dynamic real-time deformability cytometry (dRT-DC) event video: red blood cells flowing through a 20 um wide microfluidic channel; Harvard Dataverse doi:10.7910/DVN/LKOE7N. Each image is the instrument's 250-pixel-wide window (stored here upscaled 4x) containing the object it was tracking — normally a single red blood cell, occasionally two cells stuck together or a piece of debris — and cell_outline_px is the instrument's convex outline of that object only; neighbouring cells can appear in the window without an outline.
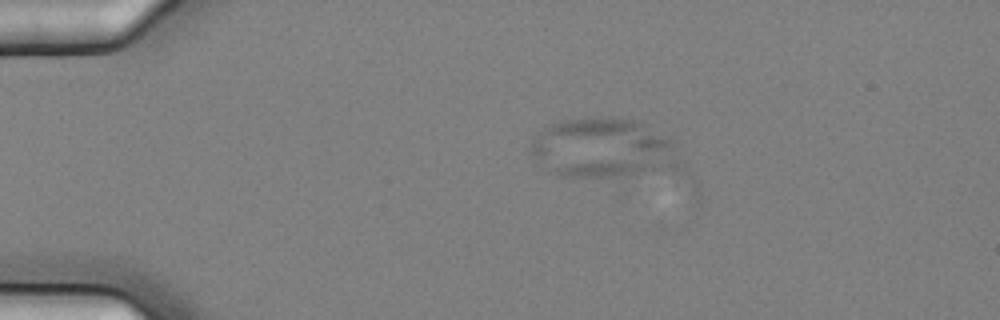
{"species": "common noctule bat (a hibernating species)", "species_latin": "Nyctalus noctula", "temperature_condition": "cold", "stored_images_in_passage": 6, "camera_frame_rate_fps": 3000, "um_per_image_px": 0.085, "animal": {"sex": "female", "body_mass_g": 25.1}, "frame": {"image": 1, "passage_image": 3, "time_ms": 0.667, "image_size_px": [1000, 320], "cell_outline_px": [[692, 180], [564, 176], [556, 172], [536, 156], [532, 152], [532, 136], [544, 128], [560, 120], [588, 116], [612, 116], [640, 120], [668, 140], [684, 160], [692, 176]], "centroid_in_image_um": [51.72, 12.72], "position_along_channel_um": 33.3, "area_um2": 55.83}}